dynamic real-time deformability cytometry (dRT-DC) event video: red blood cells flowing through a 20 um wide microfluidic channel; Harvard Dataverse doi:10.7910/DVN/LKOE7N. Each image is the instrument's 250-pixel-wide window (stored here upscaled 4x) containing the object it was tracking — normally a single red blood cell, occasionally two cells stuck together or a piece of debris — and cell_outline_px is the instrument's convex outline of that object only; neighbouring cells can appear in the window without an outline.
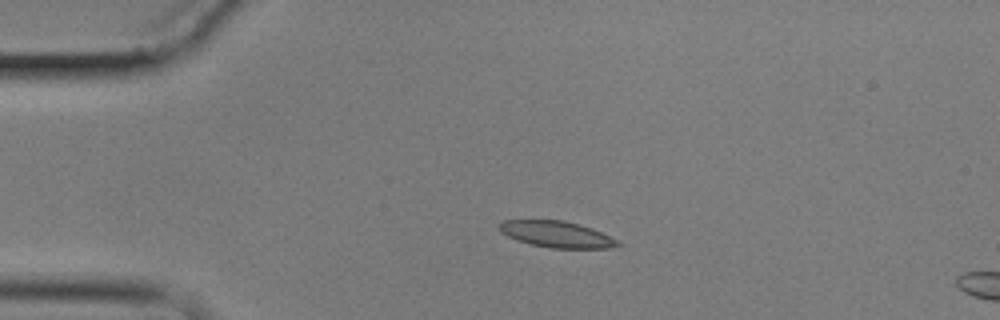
{"species": "common noctule bat (a hibernating species)", "species_latin": "Nyctalus noctula", "temperature_condition": "cold", "stored_images_in_passage": 3, "camera_frame_rate_fps": 3000, "um_per_image_px": 0.085, "animal": {"sex": "male", "body_mass_g": 17.9}, "frame": {"image": 1, "passage_image": 1, "time_ms": 0.0, "image_size_px": [1000, 320], "cell_outline_px": [[620, 244], [608, 248], [552, 248], [532, 244], [516, 240], [500, 232], [496, 228], [504, 220], [564, 220], [592, 228], [620, 240]], "centroid_in_image_um": [47.31, 19.91], "position_along_channel_um": 37.7, "area_um2": 18.15}}